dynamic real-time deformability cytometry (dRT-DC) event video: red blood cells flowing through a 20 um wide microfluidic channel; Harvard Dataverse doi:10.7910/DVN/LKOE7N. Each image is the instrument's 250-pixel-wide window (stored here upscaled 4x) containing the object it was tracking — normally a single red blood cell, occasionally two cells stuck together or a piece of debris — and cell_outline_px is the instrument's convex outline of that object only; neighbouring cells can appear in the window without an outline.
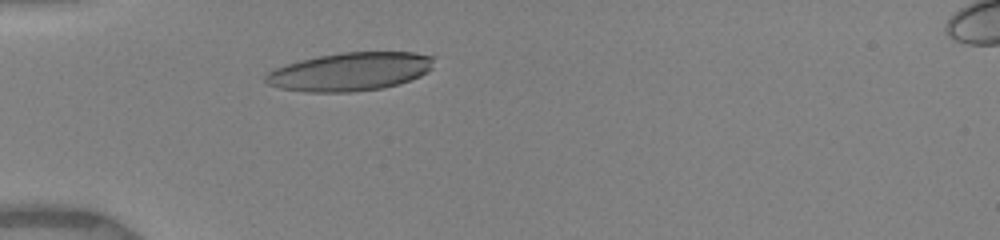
{"species": "human", "species_latin": "Homo sapiens", "temperature_condition": "warm", "stored_images_in_passage": 3, "camera_frame_rate_fps": 3000, "um_per_image_px": 0.085, "donor": {"sex": "female"}, "frame": {"image": 1, "passage_image": 3, "time_ms": 2.333, "image_size_px": [1000, 240], "cell_outline_px": [[436, 56], [432, 68], [428, 72], [420, 76], [400, 84], [384, 88], [352, 92], [308, 92], [280, 88], [268, 84], [264, 80], [264, 76], [272, 68], [300, 60], [340, 52], [416, 52]], "centroid_in_image_um": [29.78, 6.08], "position_along_channel_um": 55.2, "area_um2": 38.03}}